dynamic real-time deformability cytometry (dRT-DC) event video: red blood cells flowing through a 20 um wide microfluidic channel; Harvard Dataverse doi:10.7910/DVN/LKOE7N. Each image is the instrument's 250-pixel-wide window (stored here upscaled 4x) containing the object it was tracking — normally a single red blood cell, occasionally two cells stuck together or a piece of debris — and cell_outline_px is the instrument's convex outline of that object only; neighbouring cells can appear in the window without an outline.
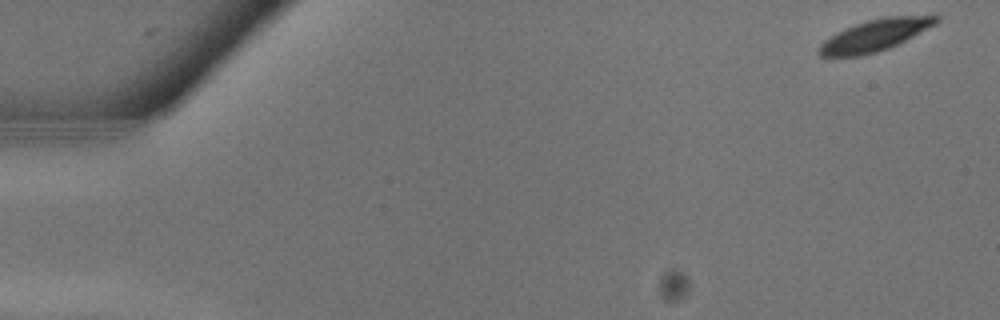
{"species": "common noctule bat (a hibernating species)", "species_latin": "Nyctalus noctula", "temperature_condition": "warm", "stored_images_in_passage": 5, "camera_frame_rate_fps": 3000, "um_per_image_px": 0.085, "animal": {"sex": "male", "body_mass_g": 13.3}, "frame": {"image": 1, "passage_image": 1, "time_ms": 0.0, "image_size_px": [1000, 320], "cell_outline_px": [[940, 20], [936, 24], [888, 48], [876, 52], [860, 56], [820, 56], [816, 52], [816, 48], [824, 40], [844, 28], [868, 20], [888, 16], [940, 16]], "centroid_in_image_um": [74.31, 3.01], "position_along_channel_um": 10.7, "area_um2": 21.21}}